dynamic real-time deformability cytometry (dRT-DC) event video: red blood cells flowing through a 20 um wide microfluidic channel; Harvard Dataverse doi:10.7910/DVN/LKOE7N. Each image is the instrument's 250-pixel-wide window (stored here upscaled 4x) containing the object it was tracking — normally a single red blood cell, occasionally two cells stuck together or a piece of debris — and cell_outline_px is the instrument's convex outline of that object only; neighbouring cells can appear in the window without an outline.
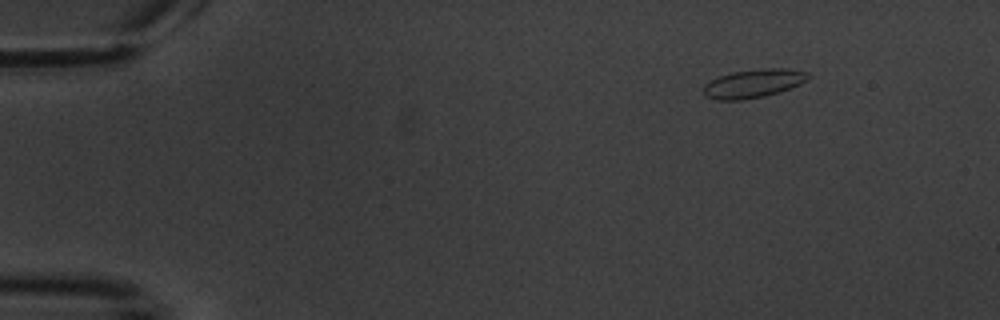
{"species": "common noctule bat (a hibernating species)", "species_latin": "Nyctalus noctula", "temperature_condition": "warm", "stored_images_in_passage": 4, "camera_frame_rate_fps": 3000, "um_per_image_px": 0.085, "animal": {"sex": "male", "body_mass_g": 20.1, "forearm_length_mm": 53.5}, "frame": {"image": 1, "passage_image": 1, "time_ms": 0.0, "image_size_px": [1000, 320], "cell_outline_px": [[812, 76], [800, 84], [764, 96], [740, 100], [716, 100], [704, 96], [704, 84], [720, 76], [732, 72], [764, 68], [788, 68], [808, 72]], "centroid_in_image_um": [64.04, 7.08], "position_along_channel_um": 21.0, "area_um2": 17.28}}